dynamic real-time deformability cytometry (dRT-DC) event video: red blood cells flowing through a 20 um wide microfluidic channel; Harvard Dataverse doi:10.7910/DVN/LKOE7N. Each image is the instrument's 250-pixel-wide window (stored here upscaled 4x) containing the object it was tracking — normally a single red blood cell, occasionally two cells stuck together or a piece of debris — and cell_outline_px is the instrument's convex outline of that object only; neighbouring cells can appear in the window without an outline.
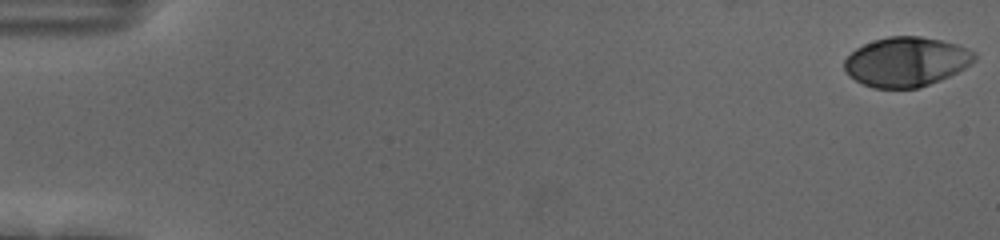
{"species": "human", "species_latin": "Homo sapiens", "temperature_condition": "cold", "stored_images_in_passage": 56, "camera_frame_rate_fps": 3000, "um_per_image_px": 0.085, "donor": {"sex": "female"}, "frame": {"image": 1, "passage_image": 1, "time_ms": 0.0, "image_size_px": [1000, 240], "cell_outline_px": [[976, 60], [964, 68], [940, 80], [920, 88], [872, 88], [848, 76], [844, 68], [844, 60], [856, 48], [864, 44], [888, 36], [920, 36], [940, 40], [956, 44], [976, 52]], "centroid_in_image_um": [77.03, 5.25], "position_along_channel_um": 8.0, "area_um2": 37.45}}
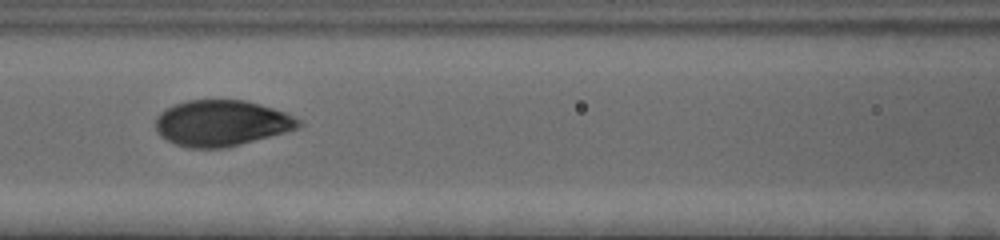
{"frame": {"image": 2, "passage_image": 26, "time_ms": 8.333, "image_size_px": [1000, 240], "cell_outline_px": [[304, 124], [300, 128], [240, 144], [224, 148], [188, 148], [176, 144], [160, 136], [156, 128], [156, 116], [160, 112], [176, 104], [188, 100], [244, 100], [260, 104], [284, 112], [300, 120]], "centroid_in_image_um": [18.83, 10.47], "position_along_channel_um": 147.8, "area_um2": 38.09}}
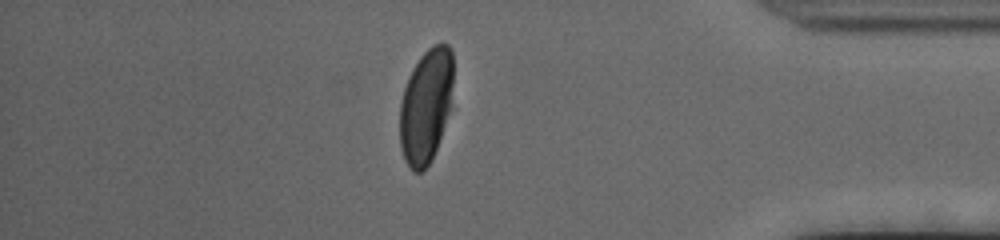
{"frame": {"image": 3, "passage_image": 49, "time_ms": 16.0, "image_size_px": [1000, 240], "cell_outline_px": [[452, 104], [432, 160], [420, 172], [412, 172], [408, 168], [404, 160], [400, 148], [400, 104], [404, 88], [408, 76], [412, 68], [420, 56], [432, 44], [448, 44], [452, 52]], "centroid_in_image_um": [36.19, 9.01], "position_along_channel_um": 399.0, "area_um2": 35.89}, "authors_computed_cell_mechanics": {"area_um2": 38.0902, "velocity_mm_per_s": 3.6506, "shape_relaxation_time_tau1_ms": 3.3662, "shape_relaxation_time_tau2_ms": null, "deformation_change_tau1": 0.1809, "deformation_change_tau2": null}}